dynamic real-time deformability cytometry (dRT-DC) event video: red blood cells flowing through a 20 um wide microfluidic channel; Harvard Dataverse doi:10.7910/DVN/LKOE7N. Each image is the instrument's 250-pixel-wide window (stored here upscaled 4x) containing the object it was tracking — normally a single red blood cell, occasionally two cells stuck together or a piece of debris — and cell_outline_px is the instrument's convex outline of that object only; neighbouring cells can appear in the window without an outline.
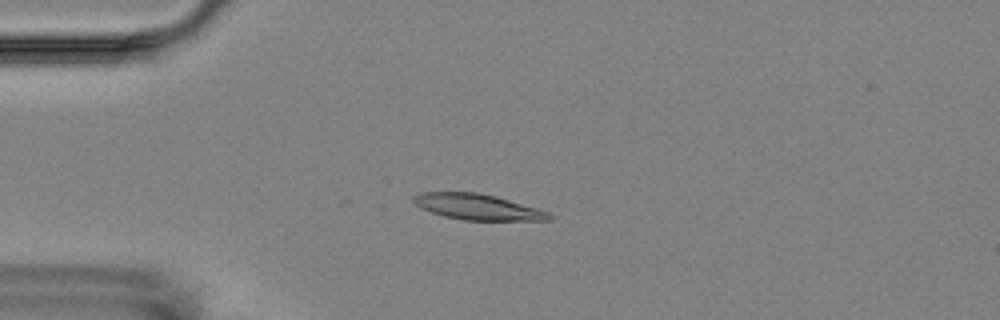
{"species": "Egyptian fruit bat (a non-hibernating species)", "species_latin": "Rousettus aegyptiacus", "temperature_condition": "room temperature", "stored_images_in_passage": 16, "camera_frame_rate_fps": 3000, "um_per_image_px": 0.085, "animal": {"sex": "female"}, "frame": {"image": 1, "passage_image": 4, "time_ms": 3.333, "image_size_px": [1000, 320], "cell_outline_px": [[552, 220], [464, 220], [444, 216], [420, 208], [412, 200], [412, 196], [420, 192], [476, 192], [496, 196], [536, 208], [548, 212], [552, 216]], "centroid_in_image_um": [40.55, 17.58], "position_along_channel_um": 44.4, "area_um2": 20.23}}
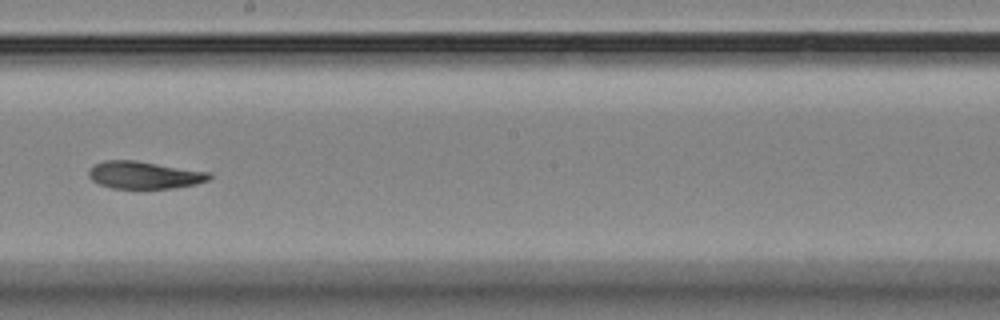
{"frame": {"image": 2, "passage_image": 9, "time_ms": 9.333, "image_size_px": [1000, 320], "cell_outline_px": [[212, 176], [208, 180], [196, 184], [172, 188], [112, 188], [100, 184], [92, 180], [88, 176], [88, 168], [104, 160], [136, 160], [208, 172]], "centroid_in_image_um": [12.23, 14.87], "position_along_channel_um": 236.0, "area_um2": 19.13}}
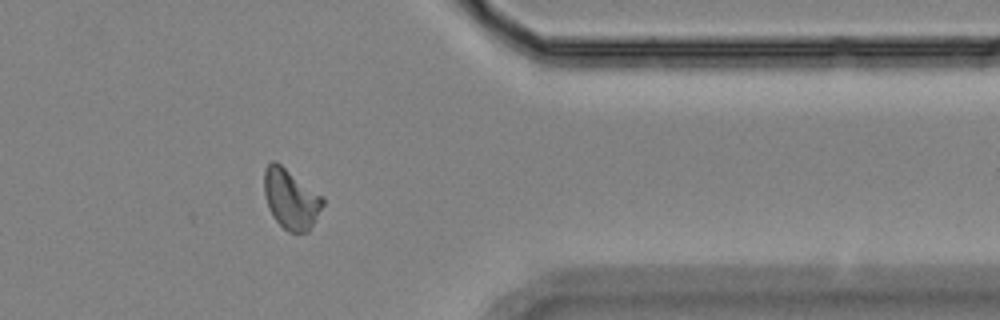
{"frame": {"image": 3, "passage_image": 13, "time_ms": 14.0, "image_size_px": [1000, 320], "cell_outline_px": [[324, 204], [308, 232], [288, 232], [272, 216], [268, 208], [264, 192], [264, 172], [268, 164], [272, 160], [276, 160], [320, 196], [324, 200]], "centroid_in_image_um": [24.68, 16.92], "position_along_channel_um": 386.7, "area_um2": 20.06}, "authors_computed_cell_mechanics": {"area_um2": 19.7676, "velocity_mm_per_s": 3.5291, "shape_relaxation_time_tau1_ms": 8.14, "shape_relaxation_time_tau2_ms": 4.096, "deformation_change_tau1": 0.1978, "deformation_change_tau2": 0.0929}}